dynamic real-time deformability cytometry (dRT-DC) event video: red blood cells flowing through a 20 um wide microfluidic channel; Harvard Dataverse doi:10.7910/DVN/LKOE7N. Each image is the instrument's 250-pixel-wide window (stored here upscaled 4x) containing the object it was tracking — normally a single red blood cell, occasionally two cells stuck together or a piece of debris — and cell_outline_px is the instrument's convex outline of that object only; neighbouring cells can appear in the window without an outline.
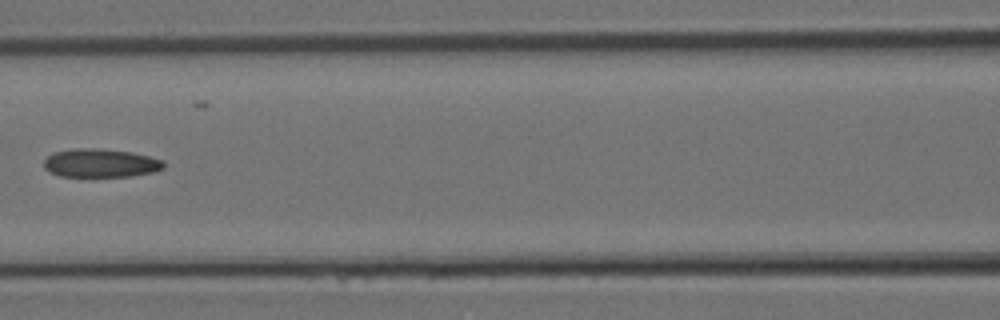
{"species": "Egyptian fruit bat (a non-hibernating species)", "species_latin": "Rousettus aegyptiacus", "temperature_condition": "room temperature", "stored_images_in_passage": 19, "camera_frame_rate_fps": 3000, "um_per_image_px": 0.085, "animal": {"sex": "female"}, "frame": {"image": 1, "passage_image": 6, "time_ms": 1.667, "image_size_px": [1000, 320], "cell_outline_px": [[164, 168], [152, 172], [132, 176], [60, 176], [48, 172], [44, 168], [44, 160], [52, 152], [76, 148], [100, 148], [128, 152], [148, 156], [164, 160]], "centroid_in_image_um": [8.51, 13.86], "position_along_channel_um": 158.1, "area_um2": 19.88}}
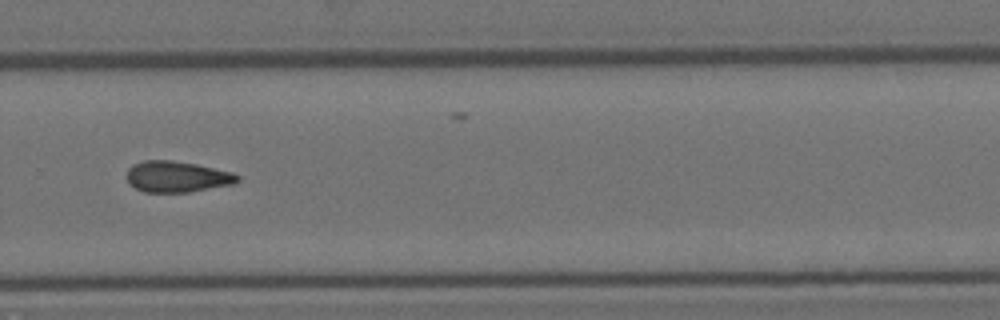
{"frame": {"image": 2, "passage_image": 12, "time_ms": 3.667, "image_size_px": [1000, 320], "cell_outline_px": [[240, 180], [232, 184], [188, 192], [144, 192], [136, 188], [128, 180], [128, 168], [132, 164], [144, 160], [168, 160], [196, 164], [232, 172], [240, 176]], "centroid_in_image_um": [15.05, 15.01], "position_along_channel_um": 314.7, "area_um2": 19.83}}